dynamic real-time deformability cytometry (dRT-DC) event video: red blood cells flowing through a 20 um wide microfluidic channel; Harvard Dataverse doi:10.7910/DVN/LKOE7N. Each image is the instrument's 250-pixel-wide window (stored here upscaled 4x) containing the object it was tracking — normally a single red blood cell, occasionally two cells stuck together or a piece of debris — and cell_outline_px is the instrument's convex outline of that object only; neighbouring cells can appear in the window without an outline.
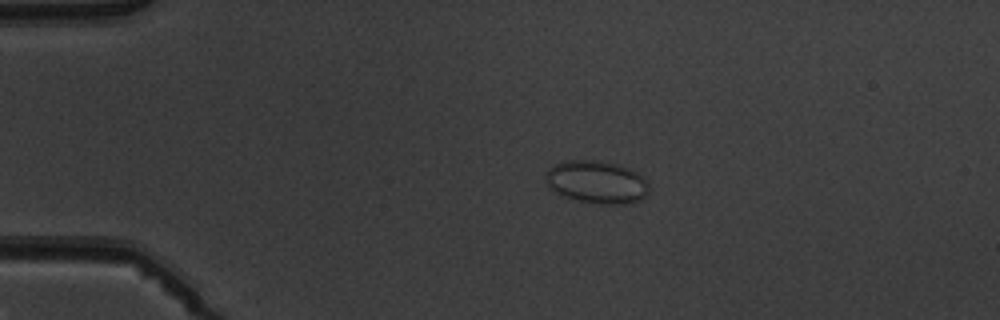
{"species": "common noctule bat (a hibernating species)", "species_latin": "Nyctalus noctula", "temperature_condition": "warm", "stored_images_in_passage": 5, "camera_frame_rate_fps": 3000, "um_per_image_px": 0.085, "animal": {"sex": "male", "body_mass_g": 19.5, "forearm_length_mm": 54.6}, "frame": {"image": 1, "passage_image": 3, "time_ms": 3.0, "image_size_px": [1000, 320], "cell_outline_px": [[648, 192], [640, 200], [624, 204], [600, 204], [576, 200], [564, 196], [548, 188], [544, 176], [548, 168], [552, 164], [564, 160], [596, 160], [620, 164], [644, 176], [648, 184]], "centroid_in_image_um": [50.68, 15.46], "position_along_channel_um": 34.3, "area_um2": 26.13}}
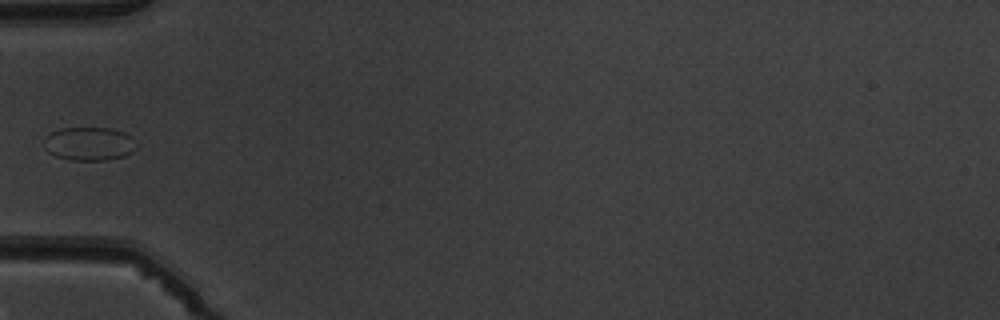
{"frame": {"image": 2, "passage_image": 5, "time_ms": 5.333, "image_size_px": [1000, 320], "cell_outline_px": [[136, 148], [132, 152], [124, 156], [104, 160], [68, 160], [56, 156], [48, 152], [44, 148], [44, 140], [52, 132], [60, 128], [112, 128], [124, 132], [132, 136]], "centroid_in_image_um": [7.58, 12.22], "position_along_channel_um": 77.4, "area_um2": 18.03}}